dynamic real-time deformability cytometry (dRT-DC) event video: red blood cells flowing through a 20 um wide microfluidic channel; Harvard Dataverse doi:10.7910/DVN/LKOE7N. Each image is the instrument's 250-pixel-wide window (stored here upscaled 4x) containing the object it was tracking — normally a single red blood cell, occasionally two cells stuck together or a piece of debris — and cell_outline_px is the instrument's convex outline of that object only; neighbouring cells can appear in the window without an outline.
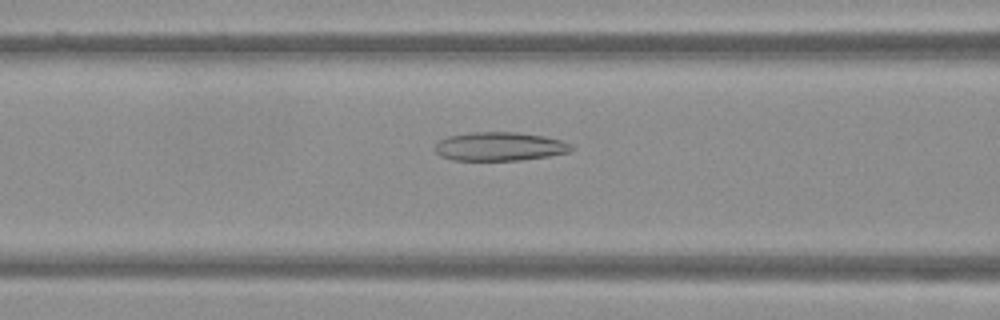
{"species": "Egyptian fruit bat (a non-hibernating species)", "species_latin": "Rousettus aegyptiacus", "temperature_condition": "warm", "stored_images_in_passage": 51, "camera_frame_rate_fps": 3000, "um_per_image_px": 0.085, "frame": {"image": 1, "passage_image": 21, "time_ms": 6.667, "image_size_px": [1000, 320], "cell_outline_px": [[572, 152], [548, 156], [520, 160], [452, 160], [440, 156], [432, 148], [440, 140], [448, 136], [468, 132], [516, 132], [544, 136], [560, 140], [572, 144]], "centroid_in_image_um": [42.45, 12.45], "position_along_channel_um": 124.2, "area_um2": 22.95}}
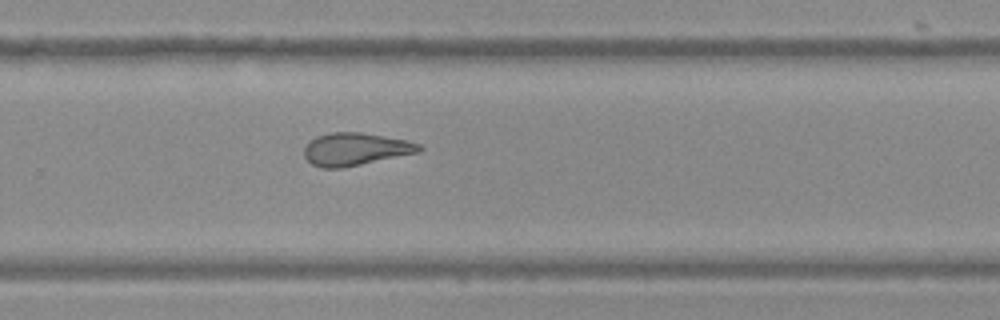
{"frame": {"image": 2, "passage_image": 34, "time_ms": 11.0, "image_size_px": [1000, 320], "cell_outline_px": [[424, 148], [420, 152], [340, 168], [320, 168], [312, 164], [304, 156], [304, 148], [316, 136], [332, 132], [360, 132], [384, 136], [404, 140], [420, 144]], "centroid_in_image_um": [30.2, 12.68], "position_along_channel_um": 299.6, "area_um2": 21.62}}
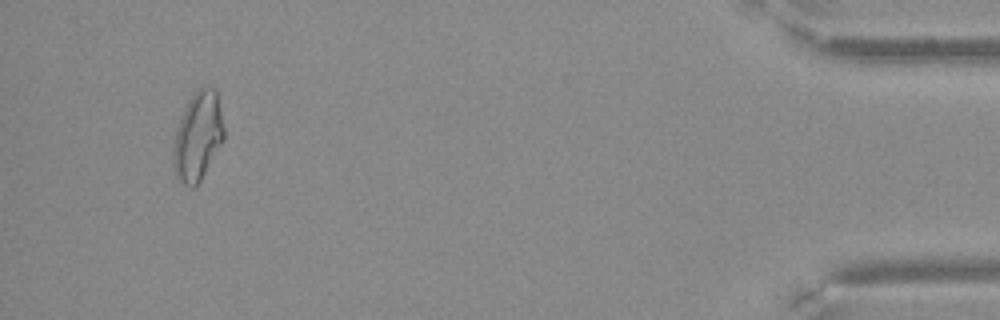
{"frame": {"image": 3, "passage_image": 48, "time_ms": 15.667, "image_size_px": [1000, 320], "cell_outline_px": [[224, 140], [196, 188], [188, 188], [176, 180], [172, 164], [172, 148], [176, 132], [180, 120], [192, 96], [200, 88], [216, 88], [224, 128]], "centroid_in_image_um": [16.8, 11.7], "position_along_channel_um": 418.4, "area_um2": 26.18}}